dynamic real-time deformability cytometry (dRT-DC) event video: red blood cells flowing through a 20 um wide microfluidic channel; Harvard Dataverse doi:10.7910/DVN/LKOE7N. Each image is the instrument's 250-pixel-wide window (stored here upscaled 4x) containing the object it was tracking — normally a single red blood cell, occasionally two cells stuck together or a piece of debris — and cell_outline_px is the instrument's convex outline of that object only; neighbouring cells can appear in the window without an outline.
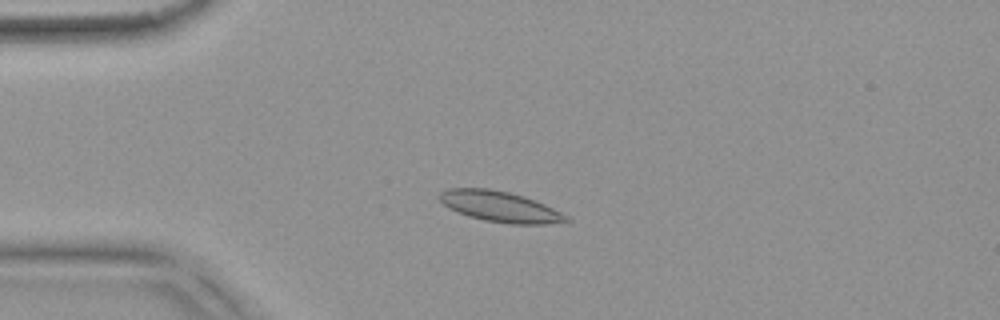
{"species": "common noctule bat (a hibernating species)", "species_latin": "Nyctalus noctula", "temperature_condition": "warm", "stored_images_in_passage": 55, "camera_frame_rate_fps": 3000, "um_per_image_px": 0.085, "animal": {"sex": "female", "body_mass_g": 18.4}, "frame": {"image": 1, "passage_image": 14, "time_ms": 4.333, "image_size_px": [1000, 320], "cell_outline_px": [[572, 220], [544, 224], [508, 224], [484, 220], [468, 216], [456, 212], [448, 208], [436, 196], [440, 192], [448, 188], [488, 188], [508, 192], [524, 196], [536, 200], [568, 216]], "centroid_in_image_um": [42.46, 17.56], "position_along_channel_um": 42.5, "area_um2": 22.72}}
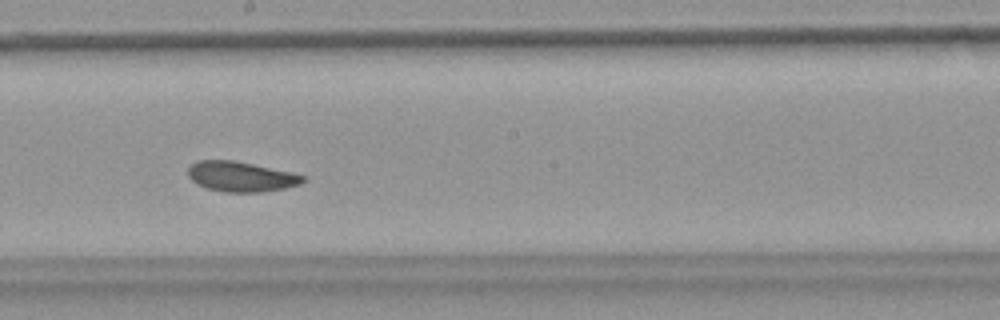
{"frame": {"image": 2, "passage_image": 31, "time_ms": 10.0, "image_size_px": [1000, 320], "cell_outline_px": [[308, 176], [300, 184], [284, 188], [264, 192], [224, 192], [208, 188], [196, 184], [188, 176], [188, 168], [192, 164], [200, 160], [232, 160], [292, 172]], "centroid_in_image_um": [20.5, 15.01], "position_along_channel_um": 227.7, "area_um2": 20.11}}
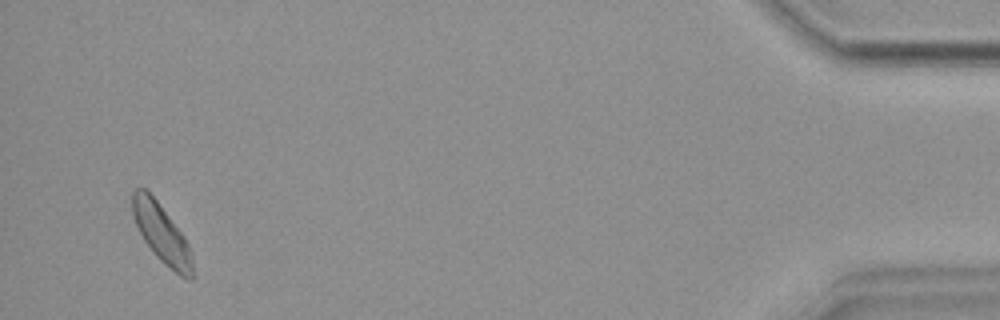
{"frame": {"image": 3, "passage_image": 53, "time_ms": 17.333, "image_size_px": [1000, 320], "cell_outline_px": [[192, 280], [188, 280], [180, 276], [164, 264], [156, 256], [144, 240], [132, 216], [132, 192], [136, 188], [144, 188], [156, 200], [184, 236], [188, 244], [192, 256]], "centroid_in_image_um": [13.73, 19.87], "position_along_channel_um": 421.5, "area_um2": 20.23}, "authors_computed_cell_mechanics": {"area_um2": 20.5768, "velocity_mm_per_s": 3.7039, "shape_relaxation_time_tau1_ms": 6.0664, "shape_relaxation_time_tau2_ms": 3.1599, "deformation_change_tau1": 0.1033, "deformation_change_tau2": 0.0597}}